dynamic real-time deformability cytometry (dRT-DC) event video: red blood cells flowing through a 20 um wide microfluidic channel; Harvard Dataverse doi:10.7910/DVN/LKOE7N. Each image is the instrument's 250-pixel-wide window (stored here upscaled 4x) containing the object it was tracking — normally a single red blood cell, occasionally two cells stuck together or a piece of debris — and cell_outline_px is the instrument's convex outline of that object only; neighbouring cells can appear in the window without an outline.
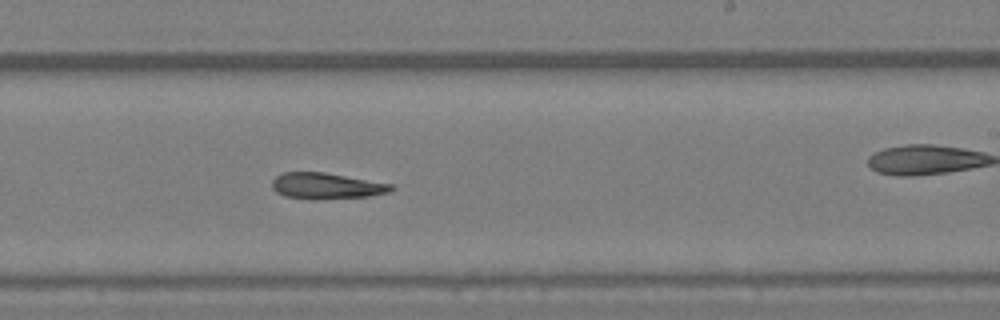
{"species": "Egyptian fruit bat (a non-hibernating species)", "species_latin": "Rousettus aegyptiacus", "temperature_condition": "warm", "stored_images_in_passage": 28, "segment_of_instrument_passage": [1, 2], "camera_frame_rate_fps": 3000, "um_per_image_px": 0.085, "animal": {"sex": "female"}, "frame": {"image": 1, "passage_image": 13, "time_ms": 4.0, "image_size_px": [1000, 320], "cell_outline_px": [[396, 188], [388, 192], [368, 196], [316, 200], [284, 196], [276, 192], [272, 188], [272, 180], [280, 172], [324, 172], [392, 184]], "centroid_in_image_um": [27.71, 15.8], "position_along_channel_um": 261.3, "area_um2": 18.21}}